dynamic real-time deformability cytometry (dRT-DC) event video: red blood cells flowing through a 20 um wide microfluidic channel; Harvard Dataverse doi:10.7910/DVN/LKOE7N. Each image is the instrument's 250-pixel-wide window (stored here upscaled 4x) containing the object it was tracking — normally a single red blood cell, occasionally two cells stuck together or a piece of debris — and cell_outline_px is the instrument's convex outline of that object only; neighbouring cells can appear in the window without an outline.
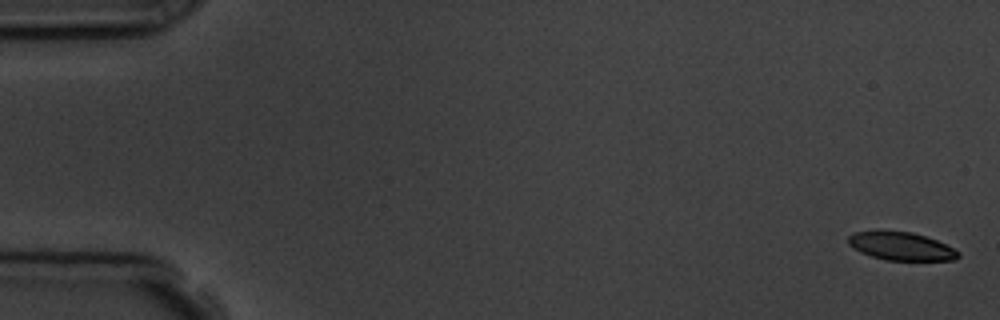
{"species": "common noctule bat (a hibernating species)", "species_latin": "Nyctalus noctula", "temperature_condition": "room temperature", "stored_images_in_passage": 6, "camera_frame_rate_fps": 3000, "um_per_image_px": 0.085, "animal": {"sex": "male", "body_mass_g": 19.5, "forearm_length_mm": 54.6}, "frame": {"image": 1, "passage_image": 1, "time_ms": 0.0, "image_size_px": [1000, 320], "cell_outline_px": [[960, 256], [956, 260], [888, 260], [872, 256], [860, 252], [848, 244], [848, 236], [852, 232], [880, 228], [912, 232], [936, 240], [960, 252]], "centroid_in_image_um": [76.53, 20.88], "position_along_channel_um": 8.5, "area_um2": 18.5}}
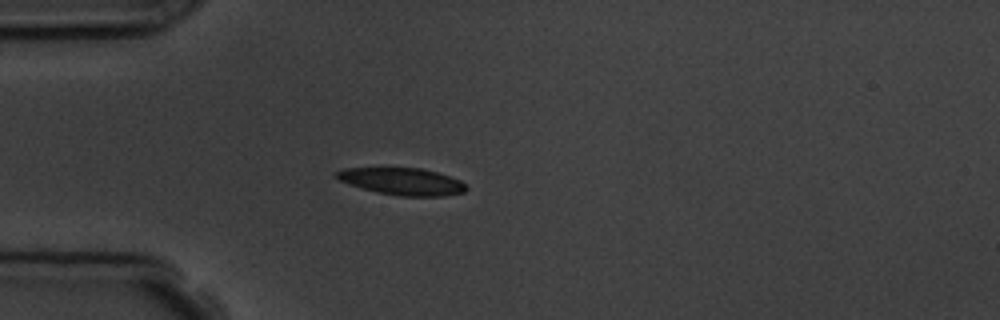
{"frame": {"image": 2, "passage_image": 5, "time_ms": 4.667, "image_size_px": [1000, 320], "cell_outline_px": [[468, 188], [464, 192], [444, 196], [400, 196], [376, 192], [340, 180], [336, 176], [336, 172], [344, 168], [420, 168], [436, 172], [460, 180]], "centroid_in_image_um": [34.22, 15.42], "position_along_channel_um": 50.8, "area_um2": 20.11}}